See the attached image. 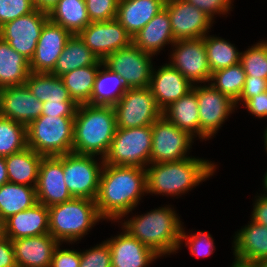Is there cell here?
I'll list each match as a JSON object with an SVG mask.
<instances>
[{
    "instance_id": "obj_34",
    "label": "cell",
    "mask_w": 267,
    "mask_h": 267,
    "mask_svg": "<svg viewBox=\"0 0 267 267\" xmlns=\"http://www.w3.org/2000/svg\"><path fill=\"white\" fill-rule=\"evenodd\" d=\"M101 66L103 65L85 66L60 76L70 98L77 105L91 104L96 75Z\"/></svg>"
},
{
    "instance_id": "obj_11",
    "label": "cell",
    "mask_w": 267,
    "mask_h": 267,
    "mask_svg": "<svg viewBox=\"0 0 267 267\" xmlns=\"http://www.w3.org/2000/svg\"><path fill=\"white\" fill-rule=\"evenodd\" d=\"M189 133L180 130L165 116L161 115L152 124V147L150 164L179 161L189 158L187 155L193 144Z\"/></svg>"
},
{
    "instance_id": "obj_47",
    "label": "cell",
    "mask_w": 267,
    "mask_h": 267,
    "mask_svg": "<svg viewBox=\"0 0 267 267\" xmlns=\"http://www.w3.org/2000/svg\"><path fill=\"white\" fill-rule=\"evenodd\" d=\"M267 91V79L253 78V76H246L244 87L239 99L235 102L244 104L249 98L258 96L260 93Z\"/></svg>"
},
{
    "instance_id": "obj_25",
    "label": "cell",
    "mask_w": 267,
    "mask_h": 267,
    "mask_svg": "<svg viewBox=\"0 0 267 267\" xmlns=\"http://www.w3.org/2000/svg\"><path fill=\"white\" fill-rule=\"evenodd\" d=\"M175 39L172 33L168 11L161 9L138 33L132 37V43L143 52L154 55L160 52L166 44L173 45Z\"/></svg>"
},
{
    "instance_id": "obj_56",
    "label": "cell",
    "mask_w": 267,
    "mask_h": 267,
    "mask_svg": "<svg viewBox=\"0 0 267 267\" xmlns=\"http://www.w3.org/2000/svg\"><path fill=\"white\" fill-rule=\"evenodd\" d=\"M231 267H256V266H242V265H238V264L232 263Z\"/></svg>"
},
{
    "instance_id": "obj_53",
    "label": "cell",
    "mask_w": 267,
    "mask_h": 267,
    "mask_svg": "<svg viewBox=\"0 0 267 267\" xmlns=\"http://www.w3.org/2000/svg\"><path fill=\"white\" fill-rule=\"evenodd\" d=\"M5 237L4 221L0 218V239Z\"/></svg>"
},
{
    "instance_id": "obj_10",
    "label": "cell",
    "mask_w": 267,
    "mask_h": 267,
    "mask_svg": "<svg viewBox=\"0 0 267 267\" xmlns=\"http://www.w3.org/2000/svg\"><path fill=\"white\" fill-rule=\"evenodd\" d=\"M153 55L143 52L133 43L117 50L103 60V65L111 72L119 74L126 87L144 88L151 83Z\"/></svg>"
},
{
    "instance_id": "obj_30",
    "label": "cell",
    "mask_w": 267,
    "mask_h": 267,
    "mask_svg": "<svg viewBox=\"0 0 267 267\" xmlns=\"http://www.w3.org/2000/svg\"><path fill=\"white\" fill-rule=\"evenodd\" d=\"M48 19L72 35H78L91 23L85 0H59L48 13Z\"/></svg>"
},
{
    "instance_id": "obj_50",
    "label": "cell",
    "mask_w": 267,
    "mask_h": 267,
    "mask_svg": "<svg viewBox=\"0 0 267 267\" xmlns=\"http://www.w3.org/2000/svg\"><path fill=\"white\" fill-rule=\"evenodd\" d=\"M253 205L254 206L250 220L267 227V196L264 194L257 196Z\"/></svg>"
},
{
    "instance_id": "obj_16",
    "label": "cell",
    "mask_w": 267,
    "mask_h": 267,
    "mask_svg": "<svg viewBox=\"0 0 267 267\" xmlns=\"http://www.w3.org/2000/svg\"><path fill=\"white\" fill-rule=\"evenodd\" d=\"M175 41L203 38L211 28L212 20L186 0H165Z\"/></svg>"
},
{
    "instance_id": "obj_1",
    "label": "cell",
    "mask_w": 267,
    "mask_h": 267,
    "mask_svg": "<svg viewBox=\"0 0 267 267\" xmlns=\"http://www.w3.org/2000/svg\"><path fill=\"white\" fill-rule=\"evenodd\" d=\"M145 193V169L104 164L95 203L104 220L117 222L137 207Z\"/></svg>"
},
{
    "instance_id": "obj_18",
    "label": "cell",
    "mask_w": 267,
    "mask_h": 267,
    "mask_svg": "<svg viewBox=\"0 0 267 267\" xmlns=\"http://www.w3.org/2000/svg\"><path fill=\"white\" fill-rule=\"evenodd\" d=\"M43 103L26 84L0 89V116L28 126L41 116Z\"/></svg>"
},
{
    "instance_id": "obj_27",
    "label": "cell",
    "mask_w": 267,
    "mask_h": 267,
    "mask_svg": "<svg viewBox=\"0 0 267 267\" xmlns=\"http://www.w3.org/2000/svg\"><path fill=\"white\" fill-rule=\"evenodd\" d=\"M171 123L180 130L186 131L192 137H199V106L196 96V86L193 85L186 95L172 102L162 111Z\"/></svg>"
},
{
    "instance_id": "obj_49",
    "label": "cell",
    "mask_w": 267,
    "mask_h": 267,
    "mask_svg": "<svg viewBox=\"0 0 267 267\" xmlns=\"http://www.w3.org/2000/svg\"><path fill=\"white\" fill-rule=\"evenodd\" d=\"M0 267H17L12 242L6 236L0 239Z\"/></svg>"
},
{
    "instance_id": "obj_26",
    "label": "cell",
    "mask_w": 267,
    "mask_h": 267,
    "mask_svg": "<svg viewBox=\"0 0 267 267\" xmlns=\"http://www.w3.org/2000/svg\"><path fill=\"white\" fill-rule=\"evenodd\" d=\"M165 0H119L116 20L133 37L161 9Z\"/></svg>"
},
{
    "instance_id": "obj_28",
    "label": "cell",
    "mask_w": 267,
    "mask_h": 267,
    "mask_svg": "<svg viewBox=\"0 0 267 267\" xmlns=\"http://www.w3.org/2000/svg\"><path fill=\"white\" fill-rule=\"evenodd\" d=\"M43 156L27 147L5 157L9 182L36 187Z\"/></svg>"
},
{
    "instance_id": "obj_15",
    "label": "cell",
    "mask_w": 267,
    "mask_h": 267,
    "mask_svg": "<svg viewBox=\"0 0 267 267\" xmlns=\"http://www.w3.org/2000/svg\"><path fill=\"white\" fill-rule=\"evenodd\" d=\"M78 36L102 61L111 53L132 44V36L116 19L91 22Z\"/></svg>"
},
{
    "instance_id": "obj_32",
    "label": "cell",
    "mask_w": 267,
    "mask_h": 267,
    "mask_svg": "<svg viewBox=\"0 0 267 267\" xmlns=\"http://www.w3.org/2000/svg\"><path fill=\"white\" fill-rule=\"evenodd\" d=\"M37 202L36 187L7 182L0 186V218L5 221Z\"/></svg>"
},
{
    "instance_id": "obj_5",
    "label": "cell",
    "mask_w": 267,
    "mask_h": 267,
    "mask_svg": "<svg viewBox=\"0 0 267 267\" xmlns=\"http://www.w3.org/2000/svg\"><path fill=\"white\" fill-rule=\"evenodd\" d=\"M100 220L95 200L73 197L48 207L49 234L60 244L81 240Z\"/></svg>"
},
{
    "instance_id": "obj_51",
    "label": "cell",
    "mask_w": 267,
    "mask_h": 267,
    "mask_svg": "<svg viewBox=\"0 0 267 267\" xmlns=\"http://www.w3.org/2000/svg\"><path fill=\"white\" fill-rule=\"evenodd\" d=\"M36 9L49 13L59 0H32Z\"/></svg>"
},
{
    "instance_id": "obj_22",
    "label": "cell",
    "mask_w": 267,
    "mask_h": 267,
    "mask_svg": "<svg viewBox=\"0 0 267 267\" xmlns=\"http://www.w3.org/2000/svg\"><path fill=\"white\" fill-rule=\"evenodd\" d=\"M106 242L111 250V267H147L160 258L124 229Z\"/></svg>"
},
{
    "instance_id": "obj_38",
    "label": "cell",
    "mask_w": 267,
    "mask_h": 267,
    "mask_svg": "<svg viewBox=\"0 0 267 267\" xmlns=\"http://www.w3.org/2000/svg\"><path fill=\"white\" fill-rule=\"evenodd\" d=\"M27 126L0 116V157L27 148Z\"/></svg>"
},
{
    "instance_id": "obj_4",
    "label": "cell",
    "mask_w": 267,
    "mask_h": 267,
    "mask_svg": "<svg viewBox=\"0 0 267 267\" xmlns=\"http://www.w3.org/2000/svg\"><path fill=\"white\" fill-rule=\"evenodd\" d=\"M113 106L78 105L74 118L73 152L85 155L107 154L116 131Z\"/></svg>"
},
{
    "instance_id": "obj_8",
    "label": "cell",
    "mask_w": 267,
    "mask_h": 267,
    "mask_svg": "<svg viewBox=\"0 0 267 267\" xmlns=\"http://www.w3.org/2000/svg\"><path fill=\"white\" fill-rule=\"evenodd\" d=\"M94 158L74 152L63 155L65 183L72 197L95 200L104 162L99 164Z\"/></svg>"
},
{
    "instance_id": "obj_31",
    "label": "cell",
    "mask_w": 267,
    "mask_h": 267,
    "mask_svg": "<svg viewBox=\"0 0 267 267\" xmlns=\"http://www.w3.org/2000/svg\"><path fill=\"white\" fill-rule=\"evenodd\" d=\"M29 61L0 38V89L25 84Z\"/></svg>"
},
{
    "instance_id": "obj_6",
    "label": "cell",
    "mask_w": 267,
    "mask_h": 267,
    "mask_svg": "<svg viewBox=\"0 0 267 267\" xmlns=\"http://www.w3.org/2000/svg\"><path fill=\"white\" fill-rule=\"evenodd\" d=\"M75 117L40 116L27 126V145L43 157L73 152Z\"/></svg>"
},
{
    "instance_id": "obj_24",
    "label": "cell",
    "mask_w": 267,
    "mask_h": 267,
    "mask_svg": "<svg viewBox=\"0 0 267 267\" xmlns=\"http://www.w3.org/2000/svg\"><path fill=\"white\" fill-rule=\"evenodd\" d=\"M5 236L10 240L49 233L48 207L36 203L4 221Z\"/></svg>"
},
{
    "instance_id": "obj_39",
    "label": "cell",
    "mask_w": 267,
    "mask_h": 267,
    "mask_svg": "<svg viewBox=\"0 0 267 267\" xmlns=\"http://www.w3.org/2000/svg\"><path fill=\"white\" fill-rule=\"evenodd\" d=\"M240 64L246 76L267 79V40L260 41L245 52H241Z\"/></svg>"
},
{
    "instance_id": "obj_44",
    "label": "cell",
    "mask_w": 267,
    "mask_h": 267,
    "mask_svg": "<svg viewBox=\"0 0 267 267\" xmlns=\"http://www.w3.org/2000/svg\"><path fill=\"white\" fill-rule=\"evenodd\" d=\"M189 4L208 15L212 20L216 14H227L232 8L233 0H186Z\"/></svg>"
},
{
    "instance_id": "obj_54",
    "label": "cell",
    "mask_w": 267,
    "mask_h": 267,
    "mask_svg": "<svg viewBox=\"0 0 267 267\" xmlns=\"http://www.w3.org/2000/svg\"><path fill=\"white\" fill-rule=\"evenodd\" d=\"M263 186H264V190L266 191L265 193H267V172H266V174H265V176H264V179H263ZM264 193V195H266L267 196V194H265Z\"/></svg>"
},
{
    "instance_id": "obj_20",
    "label": "cell",
    "mask_w": 267,
    "mask_h": 267,
    "mask_svg": "<svg viewBox=\"0 0 267 267\" xmlns=\"http://www.w3.org/2000/svg\"><path fill=\"white\" fill-rule=\"evenodd\" d=\"M233 245V263L258 266L267 262V227L251 220L235 233Z\"/></svg>"
},
{
    "instance_id": "obj_42",
    "label": "cell",
    "mask_w": 267,
    "mask_h": 267,
    "mask_svg": "<svg viewBox=\"0 0 267 267\" xmlns=\"http://www.w3.org/2000/svg\"><path fill=\"white\" fill-rule=\"evenodd\" d=\"M119 0H85L91 22H103L116 19Z\"/></svg>"
},
{
    "instance_id": "obj_7",
    "label": "cell",
    "mask_w": 267,
    "mask_h": 267,
    "mask_svg": "<svg viewBox=\"0 0 267 267\" xmlns=\"http://www.w3.org/2000/svg\"><path fill=\"white\" fill-rule=\"evenodd\" d=\"M152 125L116 128L104 164L145 169L150 164Z\"/></svg>"
},
{
    "instance_id": "obj_55",
    "label": "cell",
    "mask_w": 267,
    "mask_h": 267,
    "mask_svg": "<svg viewBox=\"0 0 267 267\" xmlns=\"http://www.w3.org/2000/svg\"><path fill=\"white\" fill-rule=\"evenodd\" d=\"M264 145H265V148H266L265 150L267 153V128L264 131Z\"/></svg>"
},
{
    "instance_id": "obj_43",
    "label": "cell",
    "mask_w": 267,
    "mask_h": 267,
    "mask_svg": "<svg viewBox=\"0 0 267 267\" xmlns=\"http://www.w3.org/2000/svg\"><path fill=\"white\" fill-rule=\"evenodd\" d=\"M35 9L32 0H0V27Z\"/></svg>"
},
{
    "instance_id": "obj_2",
    "label": "cell",
    "mask_w": 267,
    "mask_h": 267,
    "mask_svg": "<svg viewBox=\"0 0 267 267\" xmlns=\"http://www.w3.org/2000/svg\"><path fill=\"white\" fill-rule=\"evenodd\" d=\"M216 164L194 156L179 161L149 164L146 170L147 194L181 196L206 181Z\"/></svg>"
},
{
    "instance_id": "obj_9",
    "label": "cell",
    "mask_w": 267,
    "mask_h": 267,
    "mask_svg": "<svg viewBox=\"0 0 267 267\" xmlns=\"http://www.w3.org/2000/svg\"><path fill=\"white\" fill-rule=\"evenodd\" d=\"M113 107L117 128L152 125L162 115L149 87L129 88Z\"/></svg>"
},
{
    "instance_id": "obj_40",
    "label": "cell",
    "mask_w": 267,
    "mask_h": 267,
    "mask_svg": "<svg viewBox=\"0 0 267 267\" xmlns=\"http://www.w3.org/2000/svg\"><path fill=\"white\" fill-rule=\"evenodd\" d=\"M183 240H185V246L189 247L191 255L196 257H208L216 249L211 234L205 231H198L195 234L191 233L189 236L184 232V228L182 227L179 248Z\"/></svg>"
},
{
    "instance_id": "obj_14",
    "label": "cell",
    "mask_w": 267,
    "mask_h": 267,
    "mask_svg": "<svg viewBox=\"0 0 267 267\" xmlns=\"http://www.w3.org/2000/svg\"><path fill=\"white\" fill-rule=\"evenodd\" d=\"M172 46L174 50L170 54L172 60L169 62L172 67L194 85L196 82H210L212 73L203 38L178 40Z\"/></svg>"
},
{
    "instance_id": "obj_57",
    "label": "cell",
    "mask_w": 267,
    "mask_h": 267,
    "mask_svg": "<svg viewBox=\"0 0 267 267\" xmlns=\"http://www.w3.org/2000/svg\"><path fill=\"white\" fill-rule=\"evenodd\" d=\"M256 267H267V262L261 263V264H259V265L256 266Z\"/></svg>"
},
{
    "instance_id": "obj_37",
    "label": "cell",
    "mask_w": 267,
    "mask_h": 267,
    "mask_svg": "<svg viewBox=\"0 0 267 267\" xmlns=\"http://www.w3.org/2000/svg\"><path fill=\"white\" fill-rule=\"evenodd\" d=\"M246 74L240 63L216 70L209 82L215 89L236 102L243 90ZM213 81V82H212Z\"/></svg>"
},
{
    "instance_id": "obj_41",
    "label": "cell",
    "mask_w": 267,
    "mask_h": 267,
    "mask_svg": "<svg viewBox=\"0 0 267 267\" xmlns=\"http://www.w3.org/2000/svg\"><path fill=\"white\" fill-rule=\"evenodd\" d=\"M79 267H111V250L106 240L80 252Z\"/></svg>"
},
{
    "instance_id": "obj_21",
    "label": "cell",
    "mask_w": 267,
    "mask_h": 267,
    "mask_svg": "<svg viewBox=\"0 0 267 267\" xmlns=\"http://www.w3.org/2000/svg\"><path fill=\"white\" fill-rule=\"evenodd\" d=\"M149 88L157 106L163 111L172 102L186 95L193 84L169 63L160 66L156 71L153 67Z\"/></svg>"
},
{
    "instance_id": "obj_13",
    "label": "cell",
    "mask_w": 267,
    "mask_h": 267,
    "mask_svg": "<svg viewBox=\"0 0 267 267\" xmlns=\"http://www.w3.org/2000/svg\"><path fill=\"white\" fill-rule=\"evenodd\" d=\"M48 20V13L35 9L2 25L0 38L30 62Z\"/></svg>"
},
{
    "instance_id": "obj_36",
    "label": "cell",
    "mask_w": 267,
    "mask_h": 267,
    "mask_svg": "<svg viewBox=\"0 0 267 267\" xmlns=\"http://www.w3.org/2000/svg\"><path fill=\"white\" fill-rule=\"evenodd\" d=\"M208 34L203 37V40L211 73L240 63L241 52L236 49L234 44Z\"/></svg>"
},
{
    "instance_id": "obj_48",
    "label": "cell",
    "mask_w": 267,
    "mask_h": 267,
    "mask_svg": "<svg viewBox=\"0 0 267 267\" xmlns=\"http://www.w3.org/2000/svg\"><path fill=\"white\" fill-rule=\"evenodd\" d=\"M247 108V111L255 117L266 118L267 117V91L260 93L258 96L249 98L243 107Z\"/></svg>"
},
{
    "instance_id": "obj_19",
    "label": "cell",
    "mask_w": 267,
    "mask_h": 267,
    "mask_svg": "<svg viewBox=\"0 0 267 267\" xmlns=\"http://www.w3.org/2000/svg\"><path fill=\"white\" fill-rule=\"evenodd\" d=\"M72 34L61 25L48 20L41 31L34 55L29 62L30 71L51 73Z\"/></svg>"
},
{
    "instance_id": "obj_35",
    "label": "cell",
    "mask_w": 267,
    "mask_h": 267,
    "mask_svg": "<svg viewBox=\"0 0 267 267\" xmlns=\"http://www.w3.org/2000/svg\"><path fill=\"white\" fill-rule=\"evenodd\" d=\"M127 90L122 77L103 65L96 75L91 105L114 106Z\"/></svg>"
},
{
    "instance_id": "obj_45",
    "label": "cell",
    "mask_w": 267,
    "mask_h": 267,
    "mask_svg": "<svg viewBox=\"0 0 267 267\" xmlns=\"http://www.w3.org/2000/svg\"><path fill=\"white\" fill-rule=\"evenodd\" d=\"M77 107L75 102L46 101L41 116L75 117Z\"/></svg>"
},
{
    "instance_id": "obj_33",
    "label": "cell",
    "mask_w": 267,
    "mask_h": 267,
    "mask_svg": "<svg viewBox=\"0 0 267 267\" xmlns=\"http://www.w3.org/2000/svg\"><path fill=\"white\" fill-rule=\"evenodd\" d=\"M25 84L34 97L42 103L46 101L74 102L62 79L54 74L30 72Z\"/></svg>"
},
{
    "instance_id": "obj_29",
    "label": "cell",
    "mask_w": 267,
    "mask_h": 267,
    "mask_svg": "<svg viewBox=\"0 0 267 267\" xmlns=\"http://www.w3.org/2000/svg\"><path fill=\"white\" fill-rule=\"evenodd\" d=\"M90 65H103V61L99 60L78 35H72L51 74L60 77L67 72Z\"/></svg>"
},
{
    "instance_id": "obj_12",
    "label": "cell",
    "mask_w": 267,
    "mask_h": 267,
    "mask_svg": "<svg viewBox=\"0 0 267 267\" xmlns=\"http://www.w3.org/2000/svg\"><path fill=\"white\" fill-rule=\"evenodd\" d=\"M199 106V138L206 141L217 133L221 125L235 110V102L211 84L196 86Z\"/></svg>"
},
{
    "instance_id": "obj_23",
    "label": "cell",
    "mask_w": 267,
    "mask_h": 267,
    "mask_svg": "<svg viewBox=\"0 0 267 267\" xmlns=\"http://www.w3.org/2000/svg\"><path fill=\"white\" fill-rule=\"evenodd\" d=\"M17 267H50L59 242L51 234L11 240Z\"/></svg>"
},
{
    "instance_id": "obj_3",
    "label": "cell",
    "mask_w": 267,
    "mask_h": 267,
    "mask_svg": "<svg viewBox=\"0 0 267 267\" xmlns=\"http://www.w3.org/2000/svg\"><path fill=\"white\" fill-rule=\"evenodd\" d=\"M169 206L159 207L124 221L122 229L159 257L178 251L182 223L176 211Z\"/></svg>"
},
{
    "instance_id": "obj_17",
    "label": "cell",
    "mask_w": 267,
    "mask_h": 267,
    "mask_svg": "<svg viewBox=\"0 0 267 267\" xmlns=\"http://www.w3.org/2000/svg\"><path fill=\"white\" fill-rule=\"evenodd\" d=\"M37 202L50 207L72 199L65 183L63 155L43 157L36 185Z\"/></svg>"
},
{
    "instance_id": "obj_46",
    "label": "cell",
    "mask_w": 267,
    "mask_h": 267,
    "mask_svg": "<svg viewBox=\"0 0 267 267\" xmlns=\"http://www.w3.org/2000/svg\"><path fill=\"white\" fill-rule=\"evenodd\" d=\"M61 244L55 248L50 267H79L80 252L77 250L60 249Z\"/></svg>"
},
{
    "instance_id": "obj_52",
    "label": "cell",
    "mask_w": 267,
    "mask_h": 267,
    "mask_svg": "<svg viewBox=\"0 0 267 267\" xmlns=\"http://www.w3.org/2000/svg\"><path fill=\"white\" fill-rule=\"evenodd\" d=\"M9 182L5 157H0V186Z\"/></svg>"
}]
</instances>
